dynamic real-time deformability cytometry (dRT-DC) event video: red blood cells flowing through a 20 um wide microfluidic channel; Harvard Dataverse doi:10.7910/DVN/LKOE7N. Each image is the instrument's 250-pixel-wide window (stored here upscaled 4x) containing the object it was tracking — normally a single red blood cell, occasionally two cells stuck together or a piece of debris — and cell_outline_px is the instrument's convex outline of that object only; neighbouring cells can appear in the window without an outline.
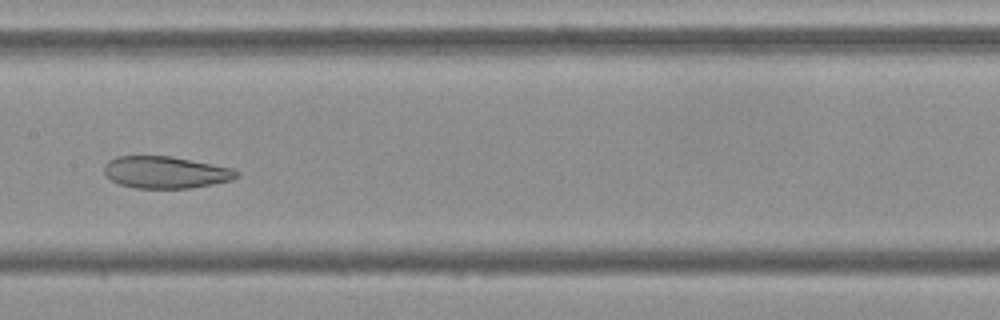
{"species": "Egyptian fruit bat (a non-hibernating species)", "species_latin": "Rousettus aegyptiacus", "temperature_condition": "cold", "stored_images_in_passage": 48, "camera_frame_rate_fps": 3000, "um_per_image_px": 0.085, "frame": {"image": 1, "passage_image": 22, "time_ms": 7.0, "image_size_px": [1000, 320], "cell_outline_px": [[240, 176], [232, 180], [212, 184], [188, 188], [136, 188], [120, 184], [112, 180], [104, 172], [104, 164], [108, 160], [116, 156], [172, 156], [232, 168], [240, 172]], "centroid_in_image_um": [14.09, 14.64], "position_along_channel_um": 193.3, "area_um2": 24.68}}
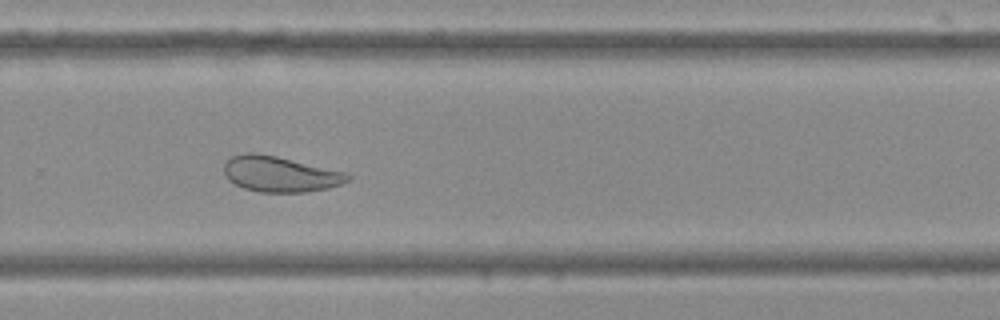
{"frame": {"image": 2, "passage_image": 31, "time_ms": 10.0, "image_size_px": [1000, 320], "cell_outline_px": [[352, 180], [328, 188], [304, 192], [260, 192], [244, 188], [228, 180], [224, 172], [224, 164], [232, 156], [244, 152], [256, 152], [276, 156], [348, 172], [352, 176]], "centroid_in_image_um": [23.84, 14.79], "position_along_channel_um": 306.0, "area_um2": 25.84}}
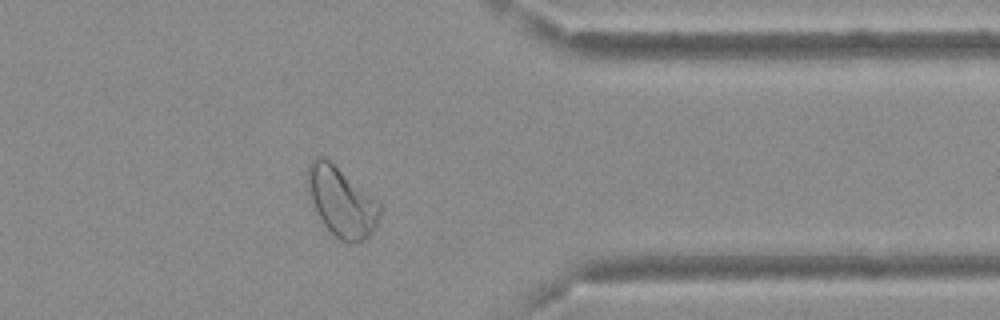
{"frame": {"image": 3, "passage_image": 38, "time_ms": 12.333, "image_size_px": [1000, 320], "cell_outline_px": [[384, 208], [376, 224], [368, 236], [364, 240], [348, 244], [340, 240], [324, 224], [312, 204], [308, 196], [308, 164], [316, 156], [324, 156], [380, 200]], "centroid_in_image_um": [29.07, 17.13], "position_along_channel_um": 382.3, "area_um2": 29.59}}